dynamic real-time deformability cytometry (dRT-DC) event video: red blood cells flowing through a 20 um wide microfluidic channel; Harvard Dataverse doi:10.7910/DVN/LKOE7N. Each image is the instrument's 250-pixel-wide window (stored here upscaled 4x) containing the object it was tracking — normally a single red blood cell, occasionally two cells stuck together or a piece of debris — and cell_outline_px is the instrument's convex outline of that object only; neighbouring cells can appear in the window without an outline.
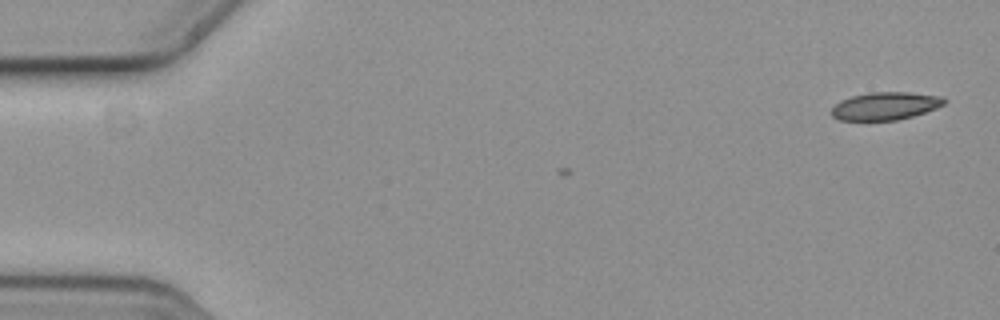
{"species": "common noctule bat (a hibernating species)", "species_latin": "Nyctalus noctula", "temperature_condition": "cold", "stored_images_in_passage": 3, "camera_frame_rate_fps": 3000, "um_per_image_px": 0.085, "animal": {"sex": "female", "body_mass_g": 19.3, "forearm_length_mm": 54.1}, "frame": {"image": 1, "passage_image": 1, "time_ms": 0.0, "image_size_px": [1000, 320], "cell_outline_px": [[948, 100], [944, 104], [936, 108], [912, 116], [896, 120], [840, 120], [832, 116], [832, 108], [840, 100], [852, 96], [868, 92], [908, 92], [944, 96]], "centroid_in_image_um": [75.28, 8.99], "position_along_channel_um": 9.7, "area_um2": 18.26}}